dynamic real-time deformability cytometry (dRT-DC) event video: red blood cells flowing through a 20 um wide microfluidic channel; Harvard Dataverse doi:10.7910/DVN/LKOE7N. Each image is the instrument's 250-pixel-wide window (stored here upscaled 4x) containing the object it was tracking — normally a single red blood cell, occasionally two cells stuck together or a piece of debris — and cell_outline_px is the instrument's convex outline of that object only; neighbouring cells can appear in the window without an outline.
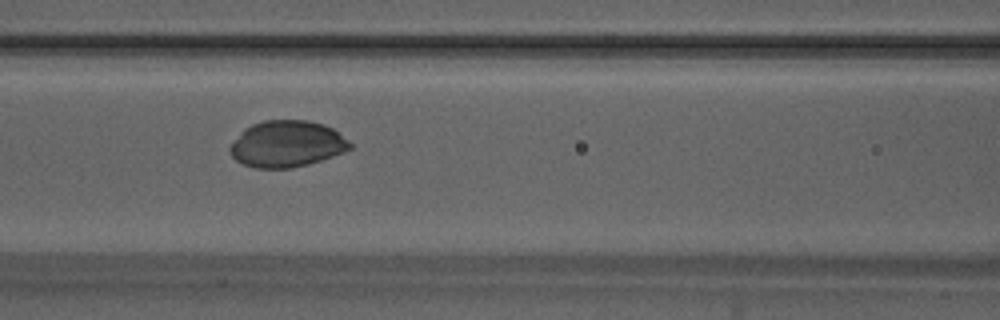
{"species": "Egyptian fruit bat (a non-hibernating species)", "species_latin": "Rousettus aegyptiacus", "temperature_condition": "warm", "stored_images_in_passage": 53, "camera_frame_rate_fps": 3000, "um_per_image_px": 0.085, "animal": {"sex": "male"}, "frame": {"image": 1, "passage_image": 23, "time_ms": 7.333, "image_size_px": [1000, 320], "cell_outline_px": [[352, 148], [344, 152], [308, 164], [292, 168], [256, 168], [244, 164], [236, 160], [232, 156], [228, 148], [244, 128], [252, 124], [264, 120], [308, 120], [324, 124], [332, 128], [348, 140], [352, 144]], "centroid_in_image_um": [24.38, 12.23], "position_along_channel_um": 142.2, "area_um2": 32.43}}
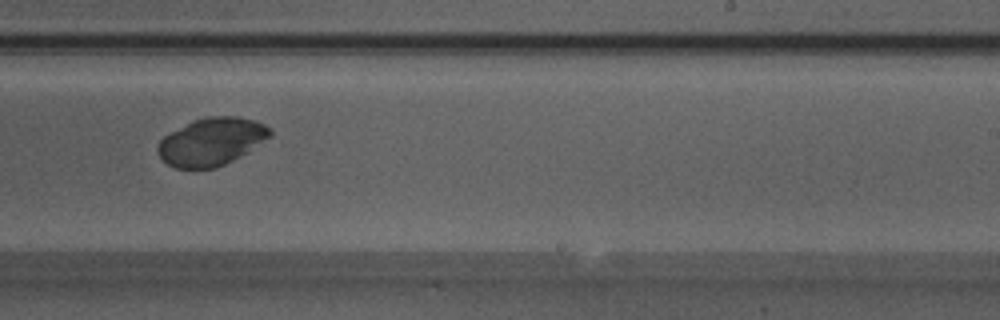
{"frame": {"image": 2, "passage_image": 33, "time_ms": 10.667, "image_size_px": [1000, 320], "cell_outline_px": [[272, 136], [240, 156], [216, 168], [176, 168], [168, 164], [160, 156], [156, 148], [160, 140], [164, 136], [192, 120], [208, 116], [236, 116], [256, 120], [272, 128]], "centroid_in_image_um": [18.0, 12.02], "position_along_channel_um": 271.0, "area_um2": 31.1}}
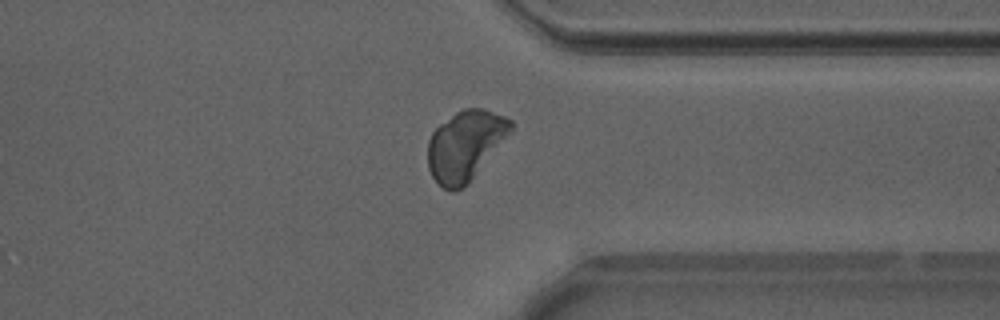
{"frame": {"image": 3, "passage_image": 41, "time_ms": 13.333, "image_size_px": [1000, 320], "cell_outline_px": [[512, 128], [472, 176], [460, 188], [452, 192], [448, 192], [436, 184], [428, 168], [428, 140], [432, 132], [440, 124], [456, 112], [464, 108], [484, 108], [504, 116], [512, 120]], "centroid_in_image_um": [39.46, 12.34], "position_along_channel_um": 371.9, "area_um2": 32.77}}